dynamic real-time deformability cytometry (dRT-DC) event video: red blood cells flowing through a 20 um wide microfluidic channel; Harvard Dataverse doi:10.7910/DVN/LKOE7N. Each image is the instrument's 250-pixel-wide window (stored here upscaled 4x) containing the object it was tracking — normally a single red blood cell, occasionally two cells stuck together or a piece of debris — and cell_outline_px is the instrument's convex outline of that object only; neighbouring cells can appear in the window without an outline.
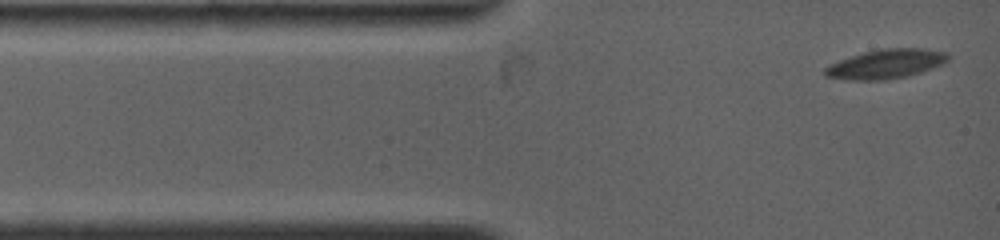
{"species": "common noctule bat (a hibernating species)", "species_latin": "Nyctalus noctula", "temperature_condition": "warm", "stored_images_in_passage": 22, "camera_frame_rate_fps": 4500, "um_per_image_px": 0.085, "animal": {"sex": "female", "body_mass_g": 19.0, "forearm_length_mm": 53.3}, "frame": {"image": 1, "passage_image": 1, "time_ms": 0.0, "image_size_px": [1000, 240], "cell_outline_px": [[952, 56], [948, 60], [932, 68], [908, 76], [888, 80], [844, 80], [824, 76], [824, 68], [840, 60], [864, 52], [880, 48], [924, 48], [948, 52]], "centroid_in_image_um": [75.33, 5.44], "position_along_channel_um": 9.7, "area_um2": 21.15}}
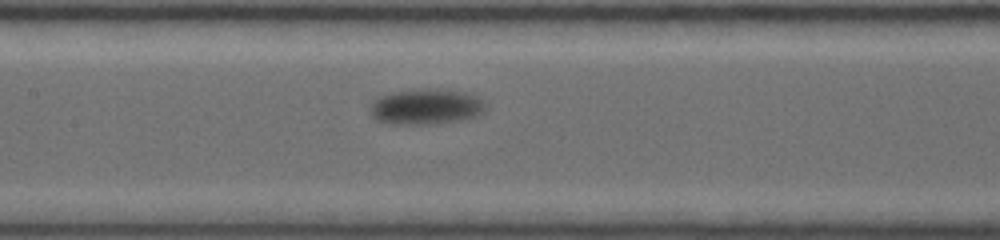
{"frame": {"image": 2, "passage_image": 13, "time_ms": 5.778, "image_size_px": [1000, 240], "cell_outline_px": [[488, 108], [484, 112], [476, 116], [460, 120], [428, 124], [388, 124], [376, 120], [372, 116], [372, 100], [380, 96], [392, 92], [428, 88], [464, 92], [476, 96]], "centroid_in_image_um": [36.2, 9.07], "position_along_channel_um": 171.2, "area_um2": 23.81}}
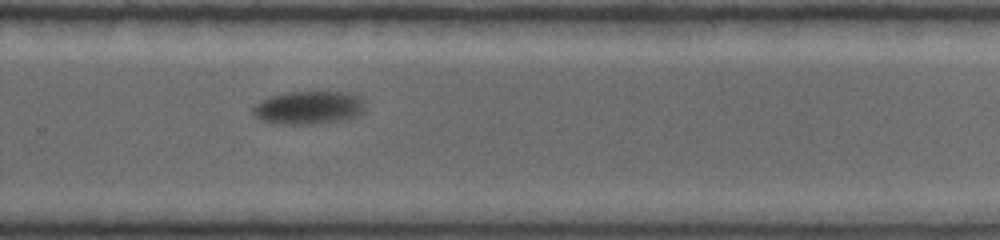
{"frame": {"image": 3, "passage_image": 22, "time_ms": 9.556, "image_size_px": [1000, 240], "cell_outline_px": [[368, 100], [364, 112], [356, 116], [340, 120], [320, 124], [288, 124], [260, 120], [252, 112], [252, 108], [260, 100], [272, 96], [288, 92], [348, 92], [360, 96]], "centroid_in_image_um": [26.32, 9.14], "position_along_channel_um": 303.5, "area_um2": 21.91}}